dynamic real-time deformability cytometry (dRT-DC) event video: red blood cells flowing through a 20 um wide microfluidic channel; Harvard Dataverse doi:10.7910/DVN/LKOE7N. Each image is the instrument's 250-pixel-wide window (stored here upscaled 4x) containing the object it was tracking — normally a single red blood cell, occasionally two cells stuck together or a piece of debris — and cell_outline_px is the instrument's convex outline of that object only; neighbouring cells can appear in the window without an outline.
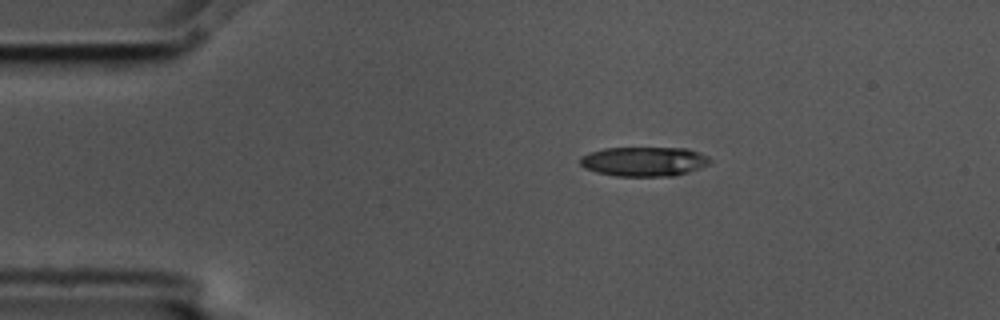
{"species": "common noctule bat (a hibernating species)", "species_latin": "Nyctalus noctula", "temperature_condition": "cold", "stored_images_in_passage": 3, "camera_frame_rate_fps": 3000, "um_per_image_px": 0.085, "animal": {"sex": "male", "body_mass_g": 17.5, "forearm_length_mm": 52.3}, "frame": {"image": 1, "passage_image": 1, "time_ms": 0.0, "image_size_px": [1000, 320], "cell_outline_px": [[712, 160], [708, 164], [700, 168], [688, 172], [672, 176], [616, 176], [596, 172], [584, 168], [580, 164], [580, 156], [604, 148], [688, 148], [700, 152], [708, 156]], "centroid_in_image_um": [54.76, 13.72], "position_along_channel_um": 30.2, "area_um2": 22.37}}
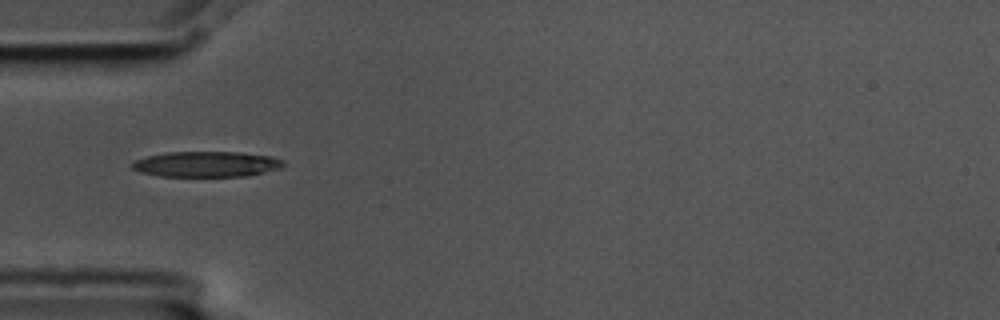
{"frame": {"image": 2, "passage_image": 3, "time_ms": 0.667, "image_size_px": [1000, 320], "cell_outline_px": [[284, 168], [248, 176], [160, 176], [140, 172], [132, 168], [132, 164], [136, 160], [148, 156], [168, 152], [240, 152], [268, 156], [284, 160]], "centroid_in_image_um": [17.6, 13.96], "position_along_channel_um": 67.4, "area_um2": 22.48}}